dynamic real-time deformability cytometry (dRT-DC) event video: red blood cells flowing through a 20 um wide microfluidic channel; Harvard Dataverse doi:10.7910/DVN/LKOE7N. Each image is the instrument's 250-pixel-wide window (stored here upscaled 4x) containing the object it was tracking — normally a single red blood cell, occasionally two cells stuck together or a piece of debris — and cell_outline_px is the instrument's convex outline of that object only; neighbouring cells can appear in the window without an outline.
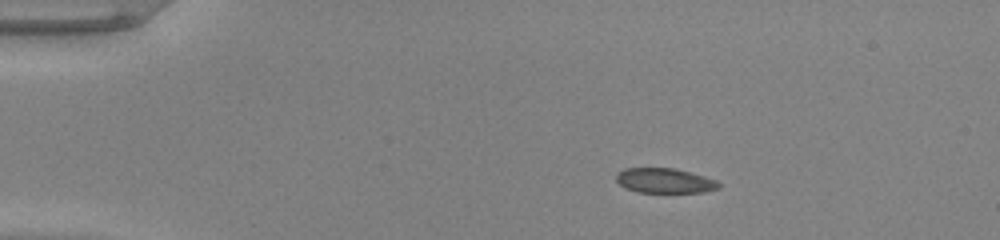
{"species": "common noctule bat (a hibernating species)", "species_latin": "Nyctalus noctula", "temperature_condition": "warm", "stored_images_in_passage": 44, "camera_frame_rate_fps": 3000, "um_per_image_px": 0.085, "animal": {"sex": "male", "body_mass_g": 20.0, "forearm_length_mm": 53.3}, "frame": {"image": 1, "passage_image": 1, "time_ms": 0.0, "image_size_px": [1000, 240], "cell_outline_px": [[720, 188], [704, 192], [640, 192], [624, 188], [616, 180], [616, 176], [624, 168], [676, 168], [704, 176], [716, 180], [720, 184]], "centroid_in_image_um": [56.51, 15.35], "position_along_channel_um": 28.5, "area_um2": 14.8}}
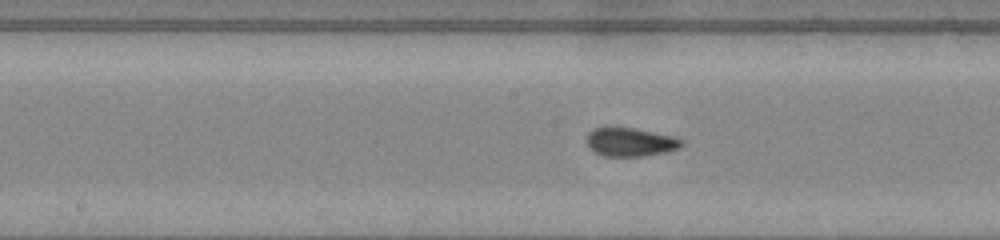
{"frame": {"image": 2, "passage_image": 19, "time_ms": 6.0, "image_size_px": [1000, 240], "cell_outline_px": [[684, 144], [680, 148], [664, 152], [644, 156], [604, 156], [592, 152], [588, 148], [584, 140], [588, 132], [596, 128], [612, 124], [636, 128], [672, 136], [684, 140]], "centroid_in_image_um": [53.49, 12.04], "position_along_channel_um": 194.7, "area_um2": 16.59}}
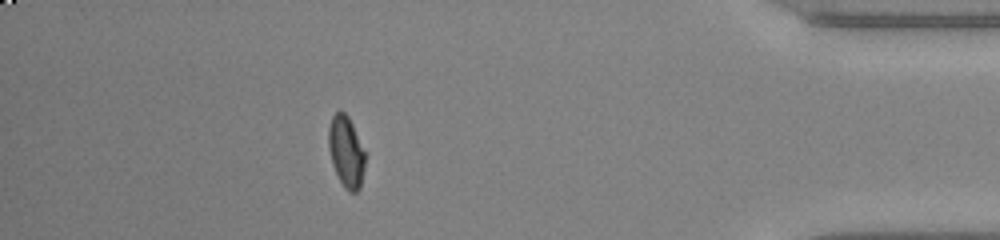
{"frame": {"image": 3, "passage_image": 38, "time_ms": 12.333, "image_size_px": [1000, 240], "cell_outline_px": [[364, 168], [360, 188], [356, 192], [348, 192], [344, 188], [332, 164], [328, 148], [328, 128], [332, 116], [336, 112], [344, 112], [348, 116], [352, 124], [364, 152]], "centroid_in_image_um": [29.4, 12.91], "position_along_channel_um": 405.8, "area_um2": 14.97}, "authors_computed_cell_mechanics": {"area_um2": 16.1262, "velocity_mm_per_s": 3.9994, "shape_relaxation_time_tau1_ms": 11.1435, "shape_relaxation_time_tau2_ms": 0.6477, "deformation_change_tau1": 0.2906, "deformation_change_tau2": 0.0666}}